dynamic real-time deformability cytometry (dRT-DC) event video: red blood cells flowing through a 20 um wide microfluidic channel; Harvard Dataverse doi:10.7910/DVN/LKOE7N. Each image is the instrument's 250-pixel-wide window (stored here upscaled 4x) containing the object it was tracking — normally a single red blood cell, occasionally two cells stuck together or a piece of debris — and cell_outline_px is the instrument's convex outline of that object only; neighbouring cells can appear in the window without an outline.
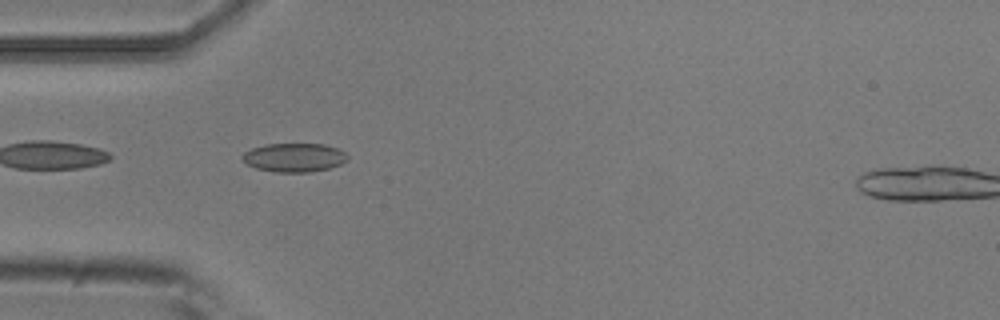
{"species": "common noctule bat (a hibernating species)", "species_latin": "Nyctalus noctula", "temperature_condition": "room temperature", "stored_images_in_passage": 1, "camera_frame_rate_fps": 3000, "um_per_image_px": 0.085, "animal": {"sex": "male", "body_mass_g": 20.5, "forearm_length_mm": 52.5}, "frame": {"image": 1, "passage_image": 1, "time_ms": 0.0, "image_size_px": [1000, 320], "cell_outline_px": [[348, 160], [340, 164], [328, 168], [308, 172], [276, 172], [256, 168], [248, 164], [240, 156], [244, 152], [252, 148], [264, 144], [324, 144], [336, 148], [344, 152], [348, 156]], "centroid_in_image_um": [24.99, 13.38], "position_along_channel_um": 60.0, "area_um2": 17.51}}